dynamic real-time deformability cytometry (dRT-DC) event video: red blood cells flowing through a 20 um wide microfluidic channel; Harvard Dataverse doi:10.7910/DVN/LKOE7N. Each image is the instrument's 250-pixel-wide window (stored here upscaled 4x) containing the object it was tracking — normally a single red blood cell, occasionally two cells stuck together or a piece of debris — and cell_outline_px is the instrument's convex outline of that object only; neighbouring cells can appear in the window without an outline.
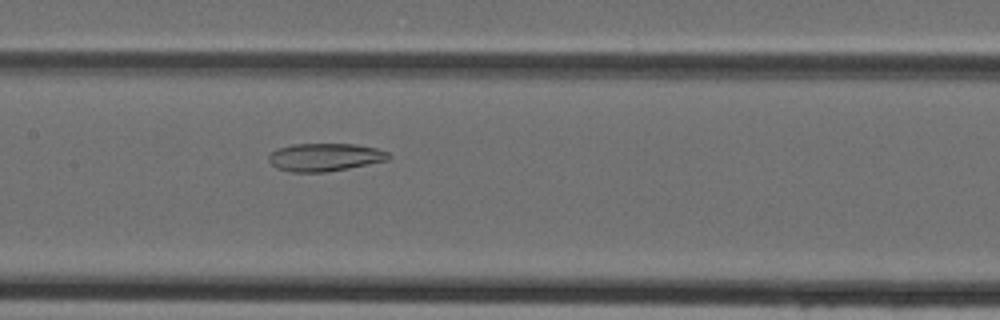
{"species": "Egyptian fruit bat (a non-hibernating species)", "species_latin": "Rousettus aegyptiacus", "temperature_condition": "cold", "stored_images_in_passage": 44, "camera_frame_rate_fps": 3000, "um_per_image_px": 0.085, "animal": {"sex": "female"}, "frame": {"image": 1, "passage_image": 21, "time_ms": 6.667, "image_size_px": [1000, 320], "cell_outline_px": [[392, 156], [388, 160], [328, 172], [292, 172], [276, 168], [268, 160], [268, 156], [276, 148], [292, 144], [356, 144], [376, 148], [388, 152]], "centroid_in_image_um": [27.61, 13.36], "position_along_channel_um": 179.8, "area_um2": 19.59}}
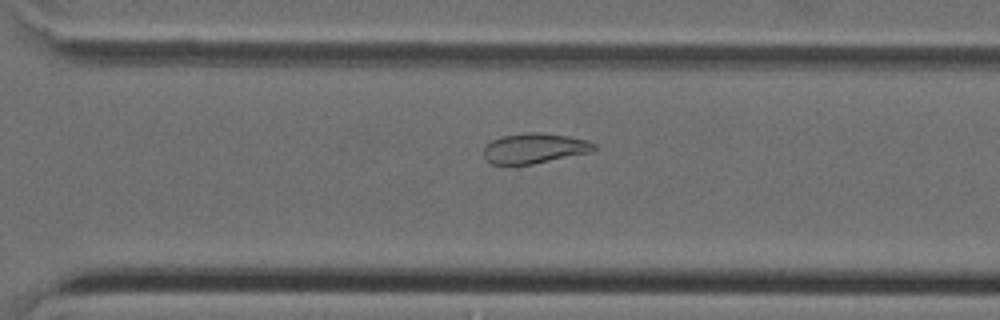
{"frame": {"image": 2, "passage_image": 31, "time_ms": 10.0, "image_size_px": [1000, 320], "cell_outline_px": [[596, 148], [592, 152], [532, 164], [492, 164], [484, 160], [484, 148], [492, 140], [500, 136], [528, 132], [540, 132], [568, 136], [588, 140], [596, 144]], "centroid_in_image_um": [45.44, 12.6], "position_along_channel_um": 325.2, "area_um2": 19.48}}
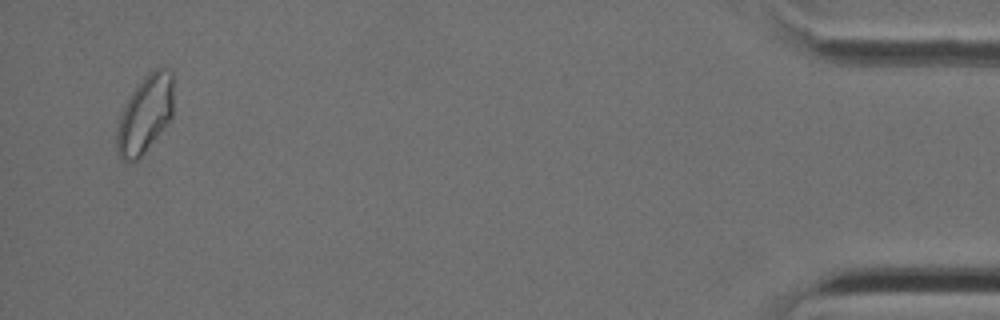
{"frame": {"image": 3, "passage_image": 43, "time_ms": 14.0, "image_size_px": [1000, 320], "cell_outline_px": [[172, 116], [144, 152], [132, 164], [128, 164], [120, 160], [116, 152], [116, 128], [120, 116], [132, 92], [148, 72], [152, 68], [164, 68], [172, 72]], "centroid_in_image_um": [12.29, 9.76], "position_along_channel_um": 422.9, "area_um2": 25.43}}